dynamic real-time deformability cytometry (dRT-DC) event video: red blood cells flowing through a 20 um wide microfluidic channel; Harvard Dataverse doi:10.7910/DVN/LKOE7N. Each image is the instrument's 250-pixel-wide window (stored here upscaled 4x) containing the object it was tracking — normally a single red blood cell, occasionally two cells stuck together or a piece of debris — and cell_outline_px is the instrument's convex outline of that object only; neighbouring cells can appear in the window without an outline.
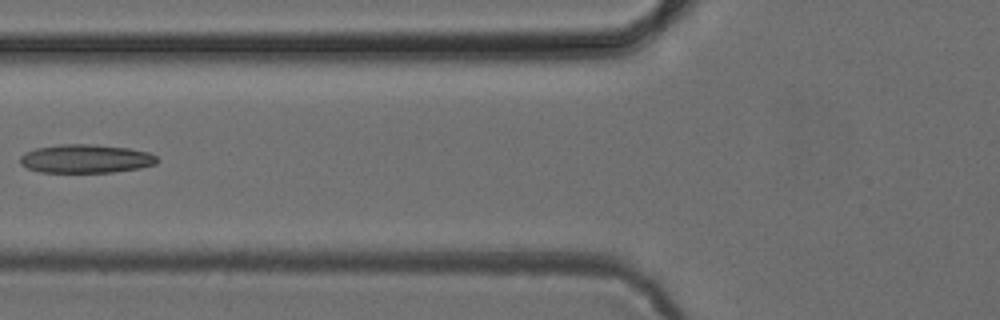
{"species": "common noctule bat (a hibernating species)", "species_latin": "Nyctalus noctula", "temperature_condition": "cold", "stored_images_in_passage": 6, "camera_frame_rate_fps": 3000, "um_per_image_px": 0.085, "animal": {"sex": "female", "body_mass_g": 24.6, "forearm_length_mm": 56.2}, "frame": {"image": 1, "passage_image": 6, "time_ms": 6.667, "image_size_px": [1000, 320], "cell_outline_px": [[160, 160], [156, 164], [140, 168], [112, 172], [40, 172], [28, 168], [20, 164], [20, 156], [24, 152], [36, 148], [60, 144], [92, 144], [128, 148], [148, 152], [156, 156]], "centroid_in_image_um": [7.29, 13.49], "position_along_channel_um": 118.5, "area_um2": 22.89}}